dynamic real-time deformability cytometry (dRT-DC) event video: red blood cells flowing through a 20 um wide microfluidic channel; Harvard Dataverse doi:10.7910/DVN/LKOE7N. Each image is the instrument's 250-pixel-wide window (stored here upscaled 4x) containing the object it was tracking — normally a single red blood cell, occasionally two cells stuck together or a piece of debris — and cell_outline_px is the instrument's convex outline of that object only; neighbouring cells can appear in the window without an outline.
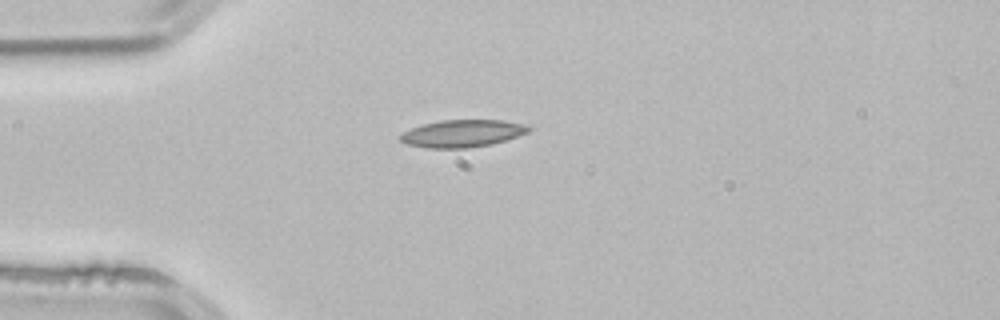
{"species": "common noctule bat (a hibernating species)", "species_latin": "Nyctalus noctula", "temperature_condition": "room temperature", "stored_images_in_passage": 3, "camera_frame_rate_fps": 3000, "um_per_image_px": 0.085, "animal": {"sex": "male", "body_mass_g": 21.5, "forearm_length_mm": 52.0}, "frame": {"image": 1, "passage_image": 3, "time_ms": 0.667, "image_size_px": [1000, 320], "cell_outline_px": [[532, 128], [528, 132], [492, 144], [468, 148], [428, 148], [408, 144], [400, 140], [396, 136], [412, 128], [424, 124], [440, 120], [504, 120], [524, 124]], "centroid_in_image_um": [39.29, 11.34], "position_along_channel_um": 45.7, "area_um2": 20.35}}